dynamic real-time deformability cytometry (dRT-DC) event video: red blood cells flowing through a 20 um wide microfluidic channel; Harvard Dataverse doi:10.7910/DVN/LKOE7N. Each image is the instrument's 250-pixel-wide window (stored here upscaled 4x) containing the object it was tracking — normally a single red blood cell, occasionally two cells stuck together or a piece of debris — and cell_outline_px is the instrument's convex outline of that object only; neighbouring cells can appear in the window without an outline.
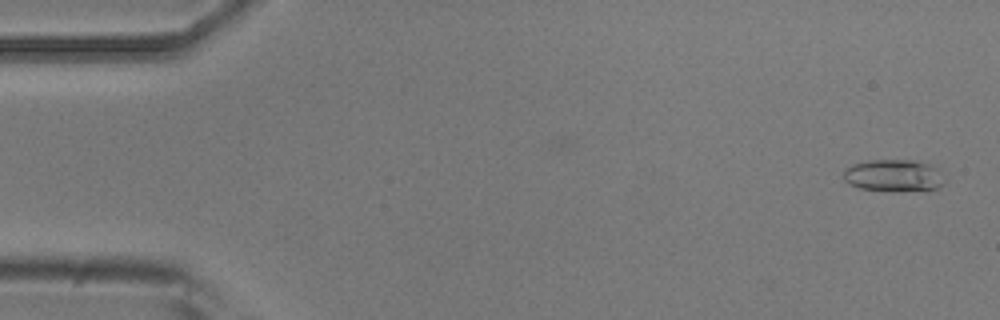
{"species": "common noctule bat (a hibernating species)", "species_latin": "Nyctalus noctula", "temperature_condition": "room temperature", "stored_images_in_passage": 5, "camera_frame_rate_fps": 3000, "um_per_image_px": 0.085, "animal": {"sex": "male", "body_mass_g": 20.5, "forearm_length_mm": 52.5}, "frame": {"image": 1, "passage_image": 1, "time_ms": 0.0, "image_size_px": [1000, 320], "cell_outline_px": [[944, 184], [936, 188], [860, 188], [848, 184], [844, 180], [844, 172], [852, 164], [872, 160], [912, 160], [928, 164], [936, 168]], "centroid_in_image_um": [75.89, 14.86], "position_along_channel_um": 9.1, "area_um2": 17.51}}
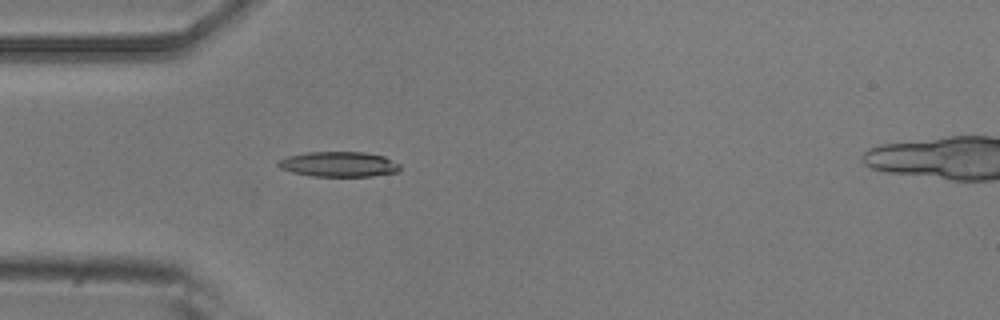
{"frame": {"image": 2, "passage_image": 4, "time_ms": 4.333, "image_size_px": [1000, 320], "cell_outline_px": [[400, 172], [372, 176], [312, 176], [292, 172], [280, 168], [276, 164], [280, 160], [288, 156], [308, 152], [364, 152], [384, 156], [400, 164]], "centroid_in_image_um": [28.83, 13.96], "position_along_channel_um": 56.2, "area_um2": 17.86}}